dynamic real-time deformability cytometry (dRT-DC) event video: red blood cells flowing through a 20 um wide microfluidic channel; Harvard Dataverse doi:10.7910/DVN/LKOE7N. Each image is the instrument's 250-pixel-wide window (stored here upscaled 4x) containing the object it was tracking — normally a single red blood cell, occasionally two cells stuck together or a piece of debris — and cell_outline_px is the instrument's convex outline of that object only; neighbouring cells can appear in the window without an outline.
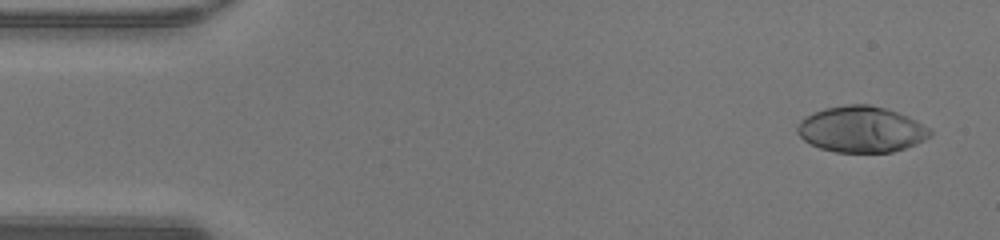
{"species": "human", "species_latin": "Homo sapiens", "temperature_condition": "warm", "stored_images_in_passage": 48, "camera_frame_rate_fps": 3000, "um_per_image_px": 0.085, "donor": {"sex": "male"}, "frame": {"image": 1, "passage_image": 3, "time_ms": 0.667, "image_size_px": [1000, 240], "cell_outline_px": [[932, 136], [916, 144], [892, 152], [836, 152], [820, 148], [804, 140], [796, 132], [796, 124], [804, 116], [812, 112], [824, 108], [848, 104], [868, 104], [884, 108], [896, 112], [916, 120], [928, 128], [932, 132]], "centroid_in_image_um": [73.17, 10.99], "position_along_channel_um": 11.8, "area_um2": 35.66}}
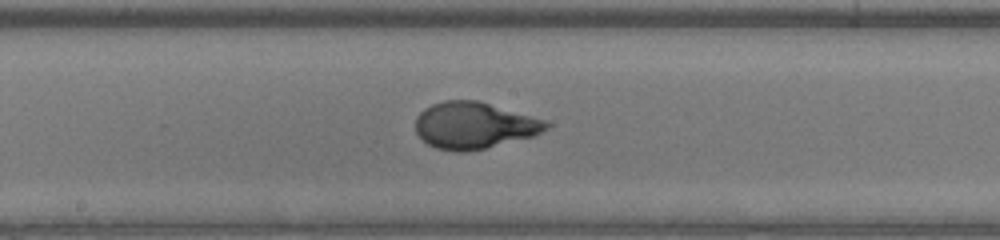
{"frame": {"image": 2, "passage_image": 25, "time_ms": 8.0, "image_size_px": [1000, 240], "cell_outline_px": [[552, 124], [548, 128], [532, 136], [484, 148], [464, 152], [460, 152], [436, 148], [428, 144], [416, 132], [416, 116], [424, 108], [432, 104], [444, 100], [476, 100], [544, 120]], "centroid_in_image_um": [40.26, 10.65], "position_along_channel_um": 207.9, "area_um2": 34.97}}
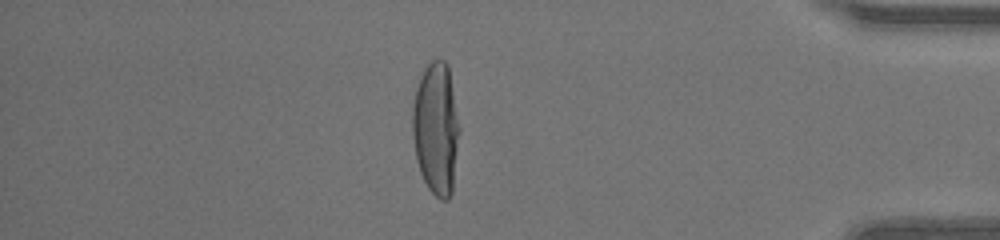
{"frame": {"image": 3, "passage_image": 41, "time_ms": 13.333, "image_size_px": [1000, 240], "cell_outline_px": [[460, 132], [452, 192], [448, 200], [440, 200], [428, 188], [420, 172], [416, 160], [412, 136], [412, 108], [416, 88], [420, 76], [424, 68], [432, 60], [444, 60], [448, 64], [460, 128]], "centroid_in_image_um": [37.06, 10.93], "position_along_channel_um": 398.1, "area_um2": 36.59}, "authors_computed_cell_mechanics": {"area_um2": 35.2291, "velocity_mm_per_s": 4.3356, "shape_relaxation_time_tau1_ms": 4.3406, "shape_relaxation_time_tau2_ms": null, "deformation_change_tau1": 0.2906, "deformation_change_tau2": null}}